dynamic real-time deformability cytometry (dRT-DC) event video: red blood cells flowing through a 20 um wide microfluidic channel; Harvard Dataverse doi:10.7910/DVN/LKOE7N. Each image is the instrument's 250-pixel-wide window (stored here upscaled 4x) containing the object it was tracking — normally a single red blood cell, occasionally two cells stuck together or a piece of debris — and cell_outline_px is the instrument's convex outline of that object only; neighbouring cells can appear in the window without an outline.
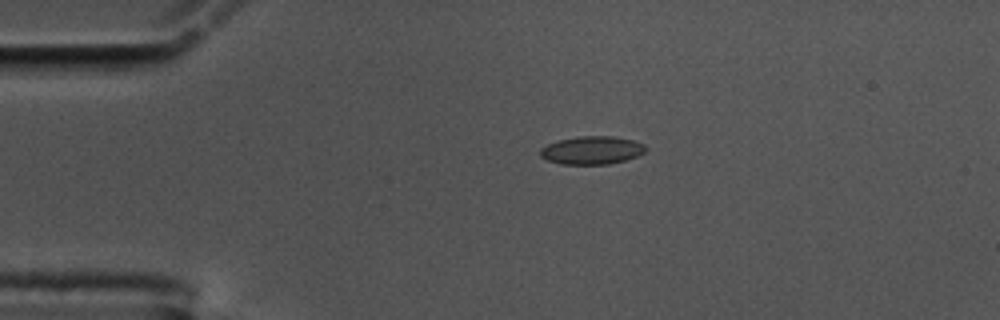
{"species": "common noctule bat (a hibernating species)", "species_latin": "Nyctalus noctula", "temperature_condition": "cold", "stored_images_in_passage": 45, "camera_frame_rate_fps": 3000, "um_per_image_px": 0.085, "animal": {"sex": "male", "body_mass_g": 17.5, "forearm_length_mm": 52.3}, "frame": {"image": 1, "passage_image": 1, "time_ms": 0.0, "image_size_px": [1000, 320], "cell_outline_px": [[648, 148], [644, 152], [636, 156], [624, 160], [608, 164], [560, 164], [548, 160], [540, 156], [540, 148], [548, 144], [560, 140], [576, 136], [612, 136], [632, 140], [644, 144]], "centroid_in_image_um": [50.3, 12.77], "position_along_channel_um": 34.7, "area_um2": 17.17}}
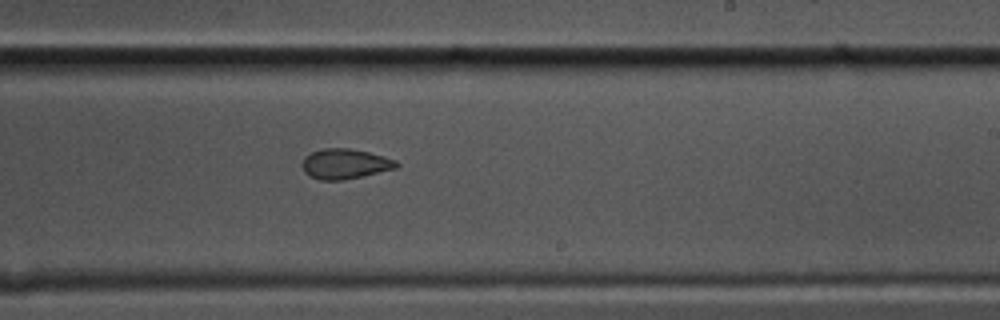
{"frame": {"image": 2, "passage_image": 23, "time_ms": 7.333, "image_size_px": [1000, 320], "cell_outline_px": [[400, 164], [396, 168], [364, 176], [340, 180], [320, 180], [308, 176], [304, 172], [300, 164], [304, 156], [312, 152], [324, 148], [348, 148], [368, 152], [384, 156], [396, 160]], "centroid_in_image_um": [29.29, 13.93], "position_along_channel_um": 259.7, "area_um2": 16.7}}
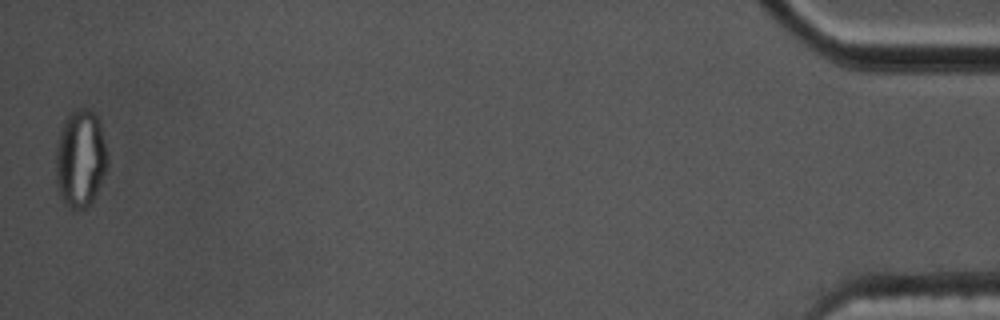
{"frame": {"image": 3, "passage_image": 45, "time_ms": 14.667, "image_size_px": [1000, 320], "cell_outline_px": [[108, 164], [100, 184], [92, 200], [84, 208], [72, 212], [64, 204], [60, 196], [56, 184], [56, 148], [60, 128], [64, 120], [72, 112], [80, 108], [84, 108], [92, 112], [100, 120], [108, 156]], "centroid_in_image_um": [6.82, 13.5], "position_along_channel_um": 428.4, "area_um2": 29.65}, "authors_computed_cell_mechanics": {"area_um2": 16.9354, "velocity_mm_per_s": 3.5734, "shape_relaxation_time_tau1_ms": 5.8312, "shape_relaxation_time_tau2_ms": 1.8831, "deformation_change_tau1": 0.1483, "deformation_change_tau2": 0.0613}}